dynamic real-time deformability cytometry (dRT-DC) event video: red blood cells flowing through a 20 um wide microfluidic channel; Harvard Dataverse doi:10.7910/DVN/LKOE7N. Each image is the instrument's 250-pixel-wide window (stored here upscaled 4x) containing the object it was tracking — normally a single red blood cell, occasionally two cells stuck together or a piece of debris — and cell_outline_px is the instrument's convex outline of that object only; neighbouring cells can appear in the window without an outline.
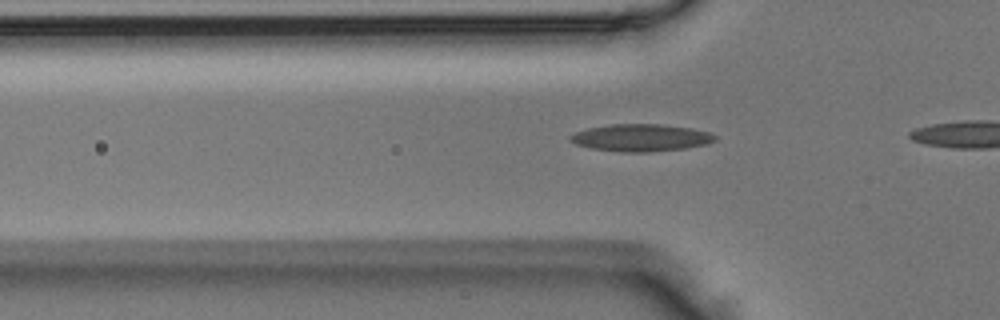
{"species": "Egyptian fruit bat (a non-hibernating species)", "species_latin": "Rousettus aegyptiacus", "temperature_condition": "room temperature", "stored_images_in_passage": 5, "camera_frame_rate_fps": 3000, "um_per_image_px": 0.085, "animal": {"sex": "male"}, "frame": {"image": 1, "passage_image": 3, "time_ms": 0.667, "image_size_px": [1000, 320], "cell_outline_px": [[716, 140], [708, 144], [684, 148], [648, 152], [620, 152], [592, 148], [576, 144], [568, 140], [568, 136], [576, 132], [588, 128], [612, 124], [660, 124], [692, 128], [708, 132], [716, 136]], "centroid_in_image_um": [54.47, 11.7], "position_along_channel_um": 71.3, "area_um2": 22.95}}